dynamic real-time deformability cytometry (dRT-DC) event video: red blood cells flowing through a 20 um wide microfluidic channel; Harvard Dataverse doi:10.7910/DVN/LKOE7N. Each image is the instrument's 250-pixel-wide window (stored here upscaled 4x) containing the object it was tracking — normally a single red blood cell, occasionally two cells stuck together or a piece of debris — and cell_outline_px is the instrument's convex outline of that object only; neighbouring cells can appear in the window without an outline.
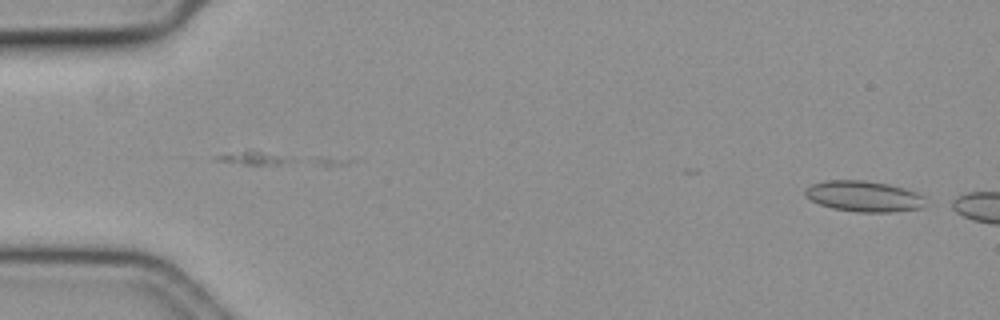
{"species": "common noctule bat (a hibernating species)", "species_latin": "Nyctalus noctula", "temperature_condition": "cold", "stored_images_in_passage": 6, "camera_frame_rate_fps": 3000, "um_per_image_px": 0.085, "animal": {"sex": "female", "body_mass_g": 19.3, "forearm_length_mm": 54.1}, "frame": {"image": 1, "passage_image": 2, "time_ms": 0.333, "image_size_px": [1000, 320], "cell_outline_px": [[924, 208], [892, 212], [856, 212], [832, 208], [820, 204], [804, 196], [804, 188], [812, 184], [824, 180], [864, 180], [888, 184], [916, 192], [924, 196]], "centroid_in_image_um": [73.4, 16.68], "position_along_channel_um": 11.6, "area_um2": 21.73}}